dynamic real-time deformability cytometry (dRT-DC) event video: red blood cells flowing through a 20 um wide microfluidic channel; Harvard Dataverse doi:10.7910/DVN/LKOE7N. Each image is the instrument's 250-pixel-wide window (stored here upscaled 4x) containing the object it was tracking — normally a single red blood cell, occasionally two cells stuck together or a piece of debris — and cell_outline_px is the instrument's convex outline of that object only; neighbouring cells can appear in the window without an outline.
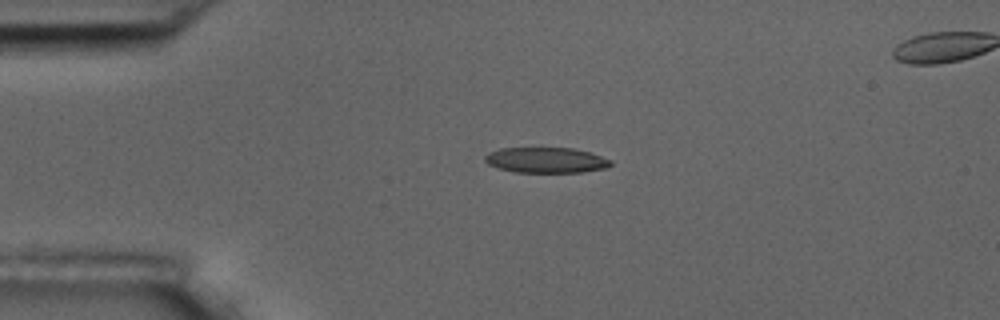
{"species": "common noctule bat (a hibernating species)", "species_latin": "Nyctalus noctula", "temperature_condition": "room temperature", "stored_images_in_passage": 6, "segment_of_instrument_passage": [1, 2], "camera_frame_rate_fps": 3000, "um_per_image_px": 0.085, "animal": {"sex": "male", "body_mass_g": 17.5, "forearm_length_mm": 52.3}, "frame": {"image": 1, "passage_image": 4, "time_ms": 3.667, "image_size_px": [1000, 320], "cell_outline_px": [[612, 164], [608, 168], [584, 172], [516, 172], [496, 168], [488, 164], [484, 160], [484, 156], [488, 152], [500, 148], [572, 148], [588, 152], [612, 160]], "centroid_in_image_um": [46.4, 13.61], "position_along_channel_um": 38.6, "area_um2": 18.79}}